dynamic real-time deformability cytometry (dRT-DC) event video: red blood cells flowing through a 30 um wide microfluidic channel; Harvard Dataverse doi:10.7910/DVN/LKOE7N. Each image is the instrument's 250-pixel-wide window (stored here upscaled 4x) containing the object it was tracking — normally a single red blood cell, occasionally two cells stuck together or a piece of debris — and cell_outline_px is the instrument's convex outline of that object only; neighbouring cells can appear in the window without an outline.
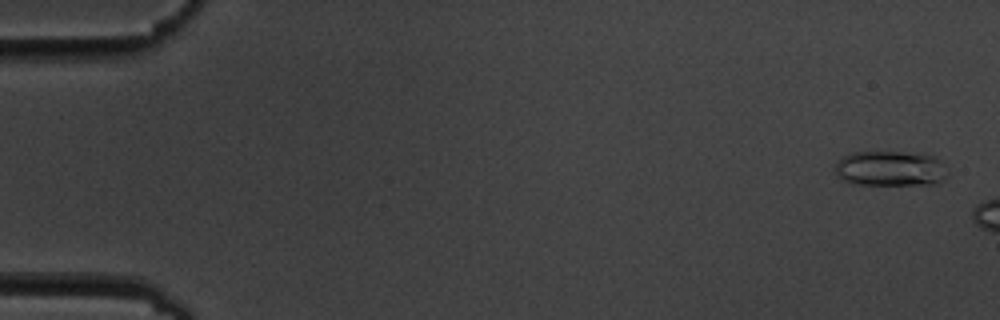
{"species": "common noctule bat (a hibernating species)", "species_latin": "Nyctalus noctula", "temperature_condition": "cold", "stored_images_in_passage": 3, "camera_frame_rate_fps": 3000, "um_per_image_px": 0.085, "animal": {"sex": "male", "body_mass_g": 19.5, "forearm_length_mm": 54.6}, "frame": {"image": 1, "passage_image": 1, "time_ms": 0.0, "image_size_px": [1000, 320], "cell_outline_px": [[948, 172], [936, 184], [852, 184], [844, 180], [836, 172], [836, 164], [840, 156], [852, 152], [924, 152], [936, 156], [948, 168]], "centroid_in_image_um": [75.72, 14.29], "position_along_channel_um": 9.3, "area_um2": 23.35}}